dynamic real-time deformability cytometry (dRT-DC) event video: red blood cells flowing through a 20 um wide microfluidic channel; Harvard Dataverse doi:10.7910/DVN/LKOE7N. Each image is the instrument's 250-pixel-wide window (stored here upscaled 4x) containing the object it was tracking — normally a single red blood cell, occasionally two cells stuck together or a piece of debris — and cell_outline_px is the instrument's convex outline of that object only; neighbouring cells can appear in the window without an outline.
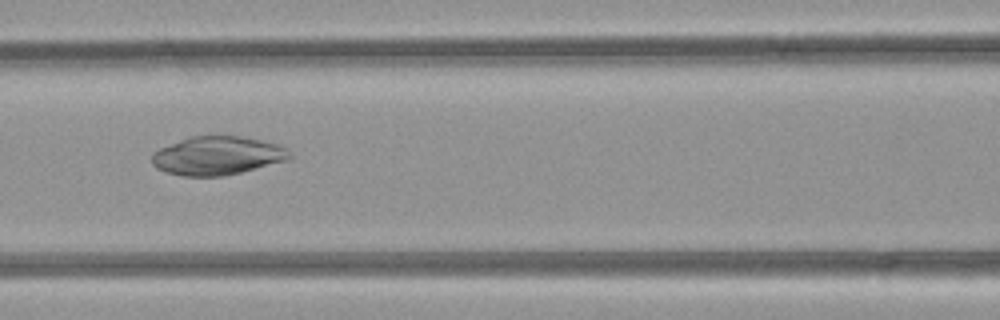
{"species": "common noctule bat (a hibernating species)", "species_latin": "Nyctalus noctula", "temperature_condition": "room temperature", "stored_images_in_passage": 38, "camera_frame_rate_fps": 3000, "um_per_image_px": 0.085, "animal": {"sex": "female", "body_mass_g": 21.9}, "frame": {"image": 1, "passage_image": 22, "time_ms": 7.0, "image_size_px": [1000, 320], "cell_outline_px": [[272, 160], [248, 168], [232, 172], [208, 176], [200, 176], [172, 172], [160, 168], [156, 164], [160, 152], [164, 148], [176, 144], [232, 140], [248, 140], [264, 144]], "centroid_in_image_um": [18.07, 13.36], "position_along_channel_um": 148.5, "area_um2": 22.77}}
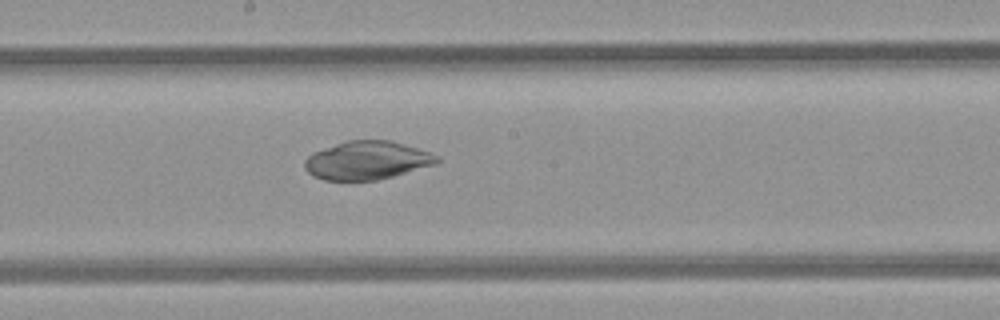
{"frame": {"image": 2, "passage_image": 27, "time_ms": 8.667, "image_size_px": [1000, 320], "cell_outline_px": [[424, 164], [384, 176], [368, 180], [332, 180], [320, 176], [312, 172], [308, 168], [308, 160], [312, 156], [320, 152], [332, 148], [404, 148], [424, 160]], "centroid_in_image_um": [30.76, 13.85], "position_along_channel_um": 217.4, "area_um2": 21.21}}